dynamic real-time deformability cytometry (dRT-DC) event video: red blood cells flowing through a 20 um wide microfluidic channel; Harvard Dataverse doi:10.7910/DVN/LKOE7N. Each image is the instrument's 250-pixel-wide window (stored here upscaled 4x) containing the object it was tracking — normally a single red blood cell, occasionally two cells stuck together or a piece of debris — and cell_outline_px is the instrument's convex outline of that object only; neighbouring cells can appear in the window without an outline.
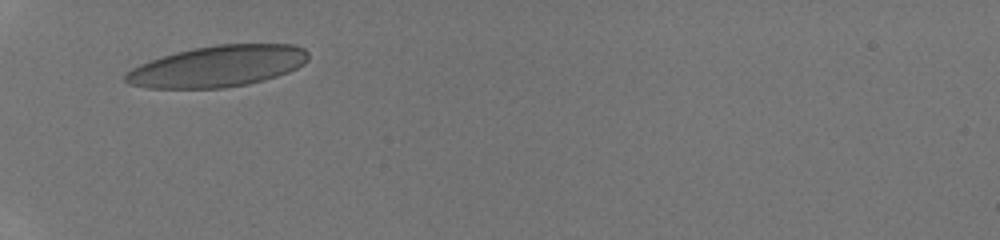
{"species": "human", "species_latin": "Homo sapiens", "temperature_condition": "room temperature", "stored_images_in_passage": 25, "camera_frame_rate_fps": 3000, "um_per_image_px": 0.085, "donor": {"sex": "male"}, "frame": {"image": 1, "passage_image": 1, "time_ms": 0.0, "image_size_px": [1000, 240], "cell_outline_px": [[308, 60], [304, 64], [288, 72], [264, 80], [248, 84], [224, 88], [148, 88], [128, 84], [124, 80], [124, 72], [140, 64], [176, 52], [192, 48], [216, 44], [292, 44], [304, 48], [308, 52]], "centroid_in_image_um": [18.5, 5.63], "position_along_channel_um": 66.5, "area_um2": 44.04}}
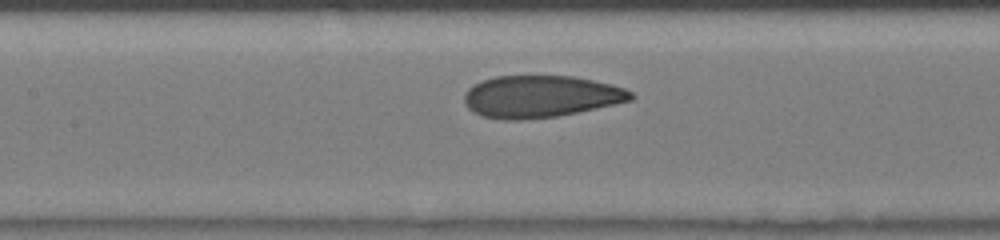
{"frame": {"image": 2, "passage_image": 8, "time_ms": 2.333, "image_size_px": [1000, 240], "cell_outline_px": [[636, 96], [632, 100], [596, 108], [556, 116], [520, 120], [504, 120], [480, 116], [472, 112], [464, 104], [464, 92], [472, 84], [480, 80], [496, 76], [572, 76], [612, 84], [624, 88], [632, 92]], "centroid_in_image_um": [45.9, 8.2], "position_along_channel_um": 161.5, "area_um2": 41.04}}
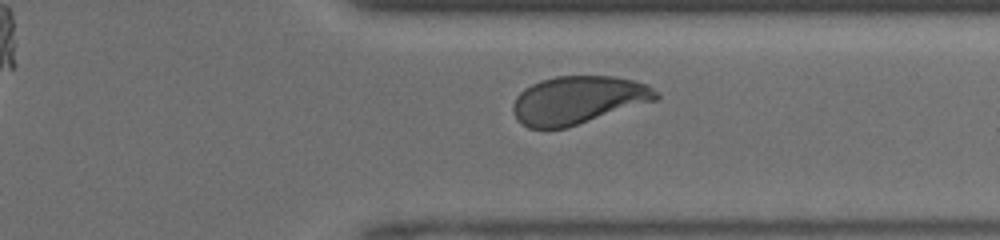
{"frame": {"image": 3, "passage_image": 21, "time_ms": 6.667, "image_size_px": [1000, 240], "cell_outline_px": [[660, 96], [656, 100], [568, 128], [528, 128], [516, 120], [512, 108], [512, 104], [516, 96], [524, 88], [540, 80], [556, 76], [616, 76], [648, 84]], "centroid_in_image_um": [49.11, 8.51], "position_along_channel_um": 362.3, "area_um2": 40.17}}